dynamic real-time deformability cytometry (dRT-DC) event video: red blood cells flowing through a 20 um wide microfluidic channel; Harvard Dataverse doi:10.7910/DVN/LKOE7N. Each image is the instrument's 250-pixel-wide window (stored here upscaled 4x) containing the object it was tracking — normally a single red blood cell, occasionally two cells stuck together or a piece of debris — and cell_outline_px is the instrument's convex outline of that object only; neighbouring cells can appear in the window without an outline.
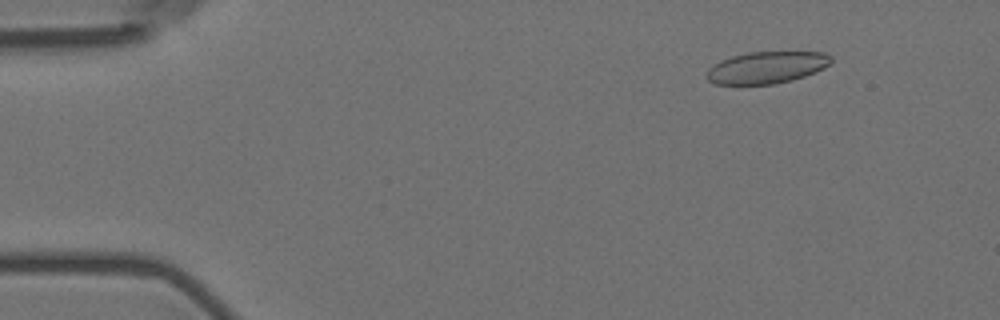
{"species": "Egyptian fruit bat (a non-hibernating species)", "species_latin": "Rousettus aegyptiacus", "temperature_condition": "room temperature", "stored_images_in_passage": 57, "camera_frame_rate_fps": 3000, "um_per_image_px": 0.085, "animal": {"sex": "female"}, "frame": {"image": 1, "passage_image": 7, "time_ms": 2.0, "image_size_px": [1000, 320], "cell_outline_px": [[832, 60], [824, 68], [816, 72], [792, 80], [776, 84], [716, 84], [708, 80], [708, 68], [720, 60], [732, 56], [748, 52], [824, 52], [832, 56]], "centroid_in_image_um": [65.18, 5.73], "position_along_channel_um": 19.8, "area_um2": 23.06}}
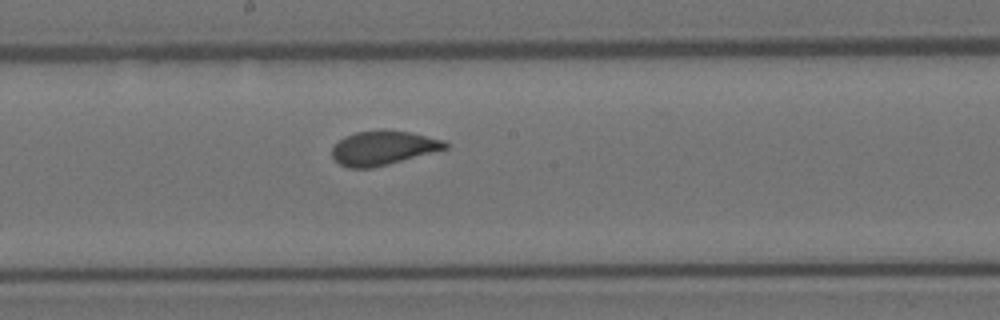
{"frame": {"image": 2, "passage_image": 31, "time_ms": 10.0, "image_size_px": [1000, 320], "cell_outline_px": [[448, 148], [388, 164], [372, 168], [348, 168], [340, 164], [332, 156], [332, 148], [344, 136], [356, 132], [408, 132], [444, 140], [448, 144]], "centroid_in_image_um": [32.55, 12.61], "position_along_channel_um": 215.7, "area_um2": 21.79}}
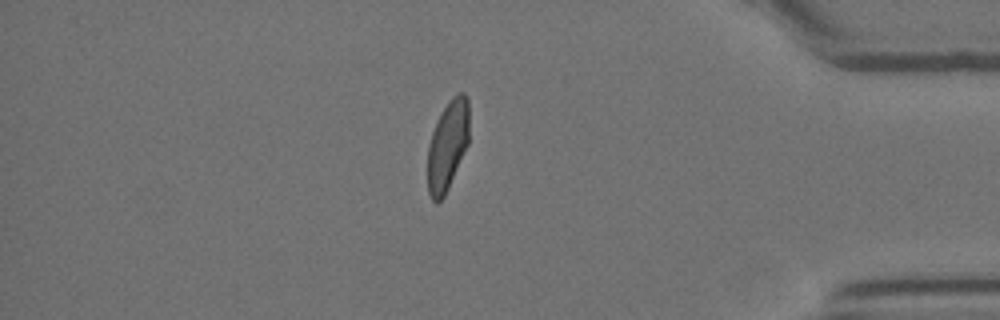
{"frame": {"image": 3, "passage_image": 49, "time_ms": 16.0, "image_size_px": [1000, 320], "cell_outline_px": [[468, 144], [448, 188], [444, 196], [436, 204], [432, 200], [428, 192], [428, 144], [432, 132], [440, 112], [448, 100], [452, 96], [460, 92], [464, 92], [468, 100]], "centroid_in_image_um": [38.03, 12.34], "position_along_channel_um": 397.2, "area_um2": 21.73}, "authors_computed_cell_mechanics": {"area_um2": 23.12, "velocity_mm_per_s": 3.5716, "shape_relaxation_time_tau1_ms": 4.9501, "shape_relaxation_time_tau2_ms": null, "deformation_change_tau1": 0.125, "deformation_change_tau2": null}}